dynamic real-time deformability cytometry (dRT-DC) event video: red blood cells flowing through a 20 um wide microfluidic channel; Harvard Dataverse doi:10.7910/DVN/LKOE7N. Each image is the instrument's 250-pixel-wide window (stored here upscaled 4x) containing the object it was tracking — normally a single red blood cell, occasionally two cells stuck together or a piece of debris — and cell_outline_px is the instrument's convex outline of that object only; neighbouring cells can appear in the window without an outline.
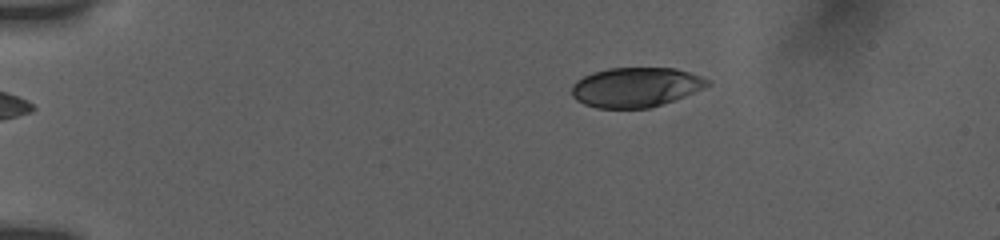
{"species": "human", "species_latin": "Homo sapiens", "temperature_condition": "room temperature", "stored_images_in_passage": 10, "camera_frame_rate_fps": 3000, "um_per_image_px": 0.085, "donor": {"sex": "female"}, "frame": {"image": 1, "passage_image": 1, "time_ms": 0.0, "image_size_px": [1000, 240], "cell_outline_px": [[712, 84], [704, 88], [684, 96], [648, 108], [596, 108], [584, 104], [576, 100], [572, 96], [572, 84], [576, 80], [592, 72], [608, 68], [676, 68], [712, 80]], "centroid_in_image_um": [54.03, 7.4], "position_along_channel_um": 31.0, "area_um2": 31.39}}
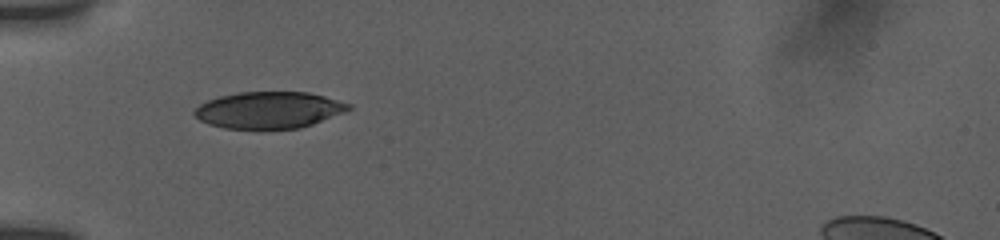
{"frame": {"image": 2, "passage_image": 7, "time_ms": 2.667, "image_size_px": [1000, 240], "cell_outline_px": [[352, 108], [344, 112], [312, 124], [300, 128], [260, 132], [224, 128], [208, 124], [200, 120], [192, 112], [200, 104], [208, 100], [220, 96], [240, 92], [308, 92], [324, 96], [352, 104]], "centroid_in_image_um": [22.84, 9.4], "position_along_channel_um": 62.2, "area_um2": 33.76}}
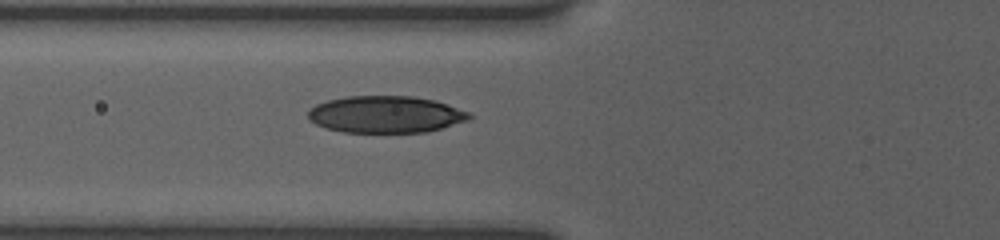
{"frame": {"image": 3, "passage_image": 10, "time_ms": 3.667, "image_size_px": [1000, 240], "cell_outline_px": [[472, 116], [468, 120], [428, 132], [344, 132], [324, 128], [308, 120], [308, 108], [316, 104], [328, 100], [344, 96], [412, 96], [436, 100], [472, 112]], "centroid_in_image_um": [32.78, 9.72], "position_along_channel_um": 93.0, "area_um2": 35.03}}